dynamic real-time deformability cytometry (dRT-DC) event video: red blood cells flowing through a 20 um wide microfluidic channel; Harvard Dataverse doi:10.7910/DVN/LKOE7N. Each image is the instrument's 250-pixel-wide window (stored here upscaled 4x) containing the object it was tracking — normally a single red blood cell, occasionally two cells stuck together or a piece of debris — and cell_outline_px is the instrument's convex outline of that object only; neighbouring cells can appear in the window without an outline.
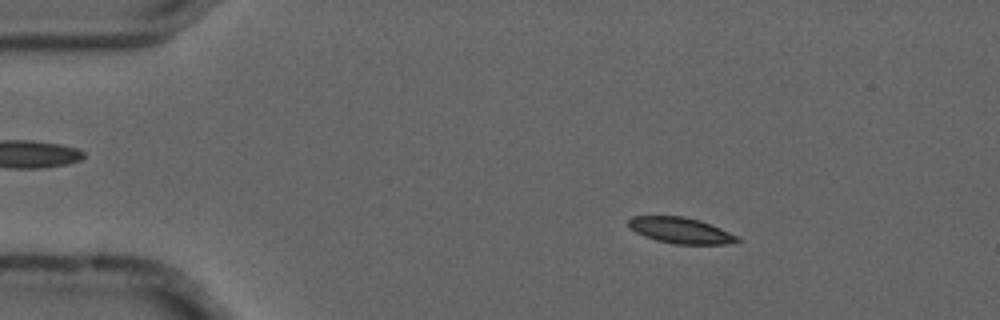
{"species": "common noctule bat (a hibernating species)", "species_latin": "Nyctalus noctula", "temperature_condition": "cold", "stored_images_in_passage": 4, "camera_frame_rate_fps": 3000, "um_per_image_px": 0.085, "animal": {"sex": "male", "forearm_length_mm": 52.5}, "frame": {"image": 1, "passage_image": 1, "time_ms": 0.0, "image_size_px": [1000, 320], "cell_outline_px": [[740, 240], [724, 244], [672, 244], [656, 240], [644, 236], [636, 232], [628, 224], [628, 220], [632, 216], [684, 216], [700, 220], [712, 224], [740, 236]], "centroid_in_image_um": [57.88, 19.58], "position_along_channel_um": 27.1, "area_um2": 16.53}}